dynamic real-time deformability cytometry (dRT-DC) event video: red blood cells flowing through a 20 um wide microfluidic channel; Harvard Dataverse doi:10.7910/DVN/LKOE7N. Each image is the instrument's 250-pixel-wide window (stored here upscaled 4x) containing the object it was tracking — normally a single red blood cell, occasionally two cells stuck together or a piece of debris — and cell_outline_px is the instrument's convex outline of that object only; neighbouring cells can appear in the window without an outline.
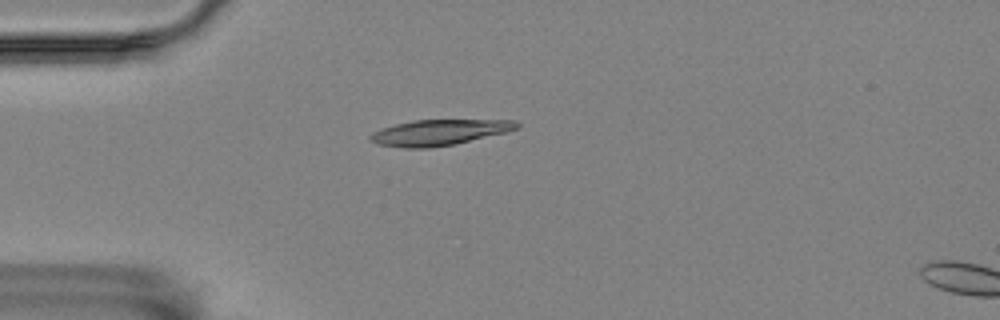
{"species": "Egyptian fruit bat (a non-hibernating species)", "species_latin": "Rousettus aegyptiacus", "temperature_condition": "room temperature", "stored_images_in_passage": 4, "camera_frame_rate_fps": 3000, "um_per_image_px": 0.085, "animal": {"sex": "female"}, "frame": {"image": 1, "passage_image": 1, "time_ms": 0.0, "image_size_px": [1000, 320], "cell_outline_px": [[520, 128], [508, 132], [456, 144], [428, 148], [404, 148], [376, 144], [368, 136], [372, 132], [396, 124], [412, 120], [516, 120], [520, 124]], "centroid_in_image_um": [37.38, 11.26], "position_along_channel_um": 47.6, "area_um2": 22.08}}